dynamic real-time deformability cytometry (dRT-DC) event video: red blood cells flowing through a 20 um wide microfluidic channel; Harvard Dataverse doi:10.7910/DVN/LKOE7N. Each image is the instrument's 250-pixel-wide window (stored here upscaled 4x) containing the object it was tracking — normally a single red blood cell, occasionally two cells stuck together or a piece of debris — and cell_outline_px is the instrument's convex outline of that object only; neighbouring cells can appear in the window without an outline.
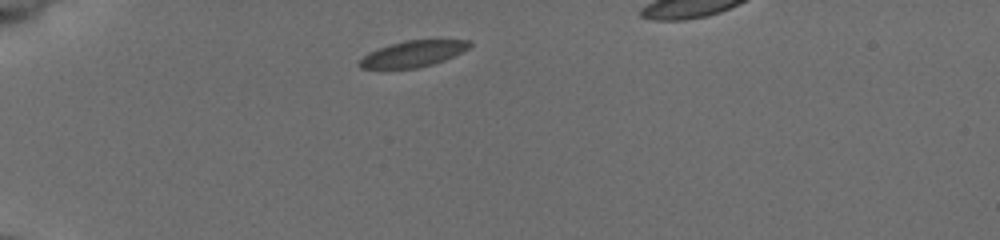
{"species": "common noctule bat (a hibernating species)", "species_latin": "Nyctalus noctula", "temperature_condition": "cold", "stored_images_in_passage": 36, "camera_frame_rate_fps": 3000, "um_per_image_px": 0.085, "animal": {"sex": "female", "body_mass_g": 19.5, "forearm_length_mm": 54.1}, "frame": {"image": 1, "passage_image": 1, "time_ms": 0.0, "image_size_px": [1000, 240], "cell_outline_px": [[472, 44], [468, 48], [444, 60], [432, 64], [416, 68], [360, 68], [360, 60], [368, 52], [404, 40], [468, 40]], "centroid_in_image_um": [35.11, 4.57], "position_along_channel_um": 49.9, "area_um2": 16.3}}
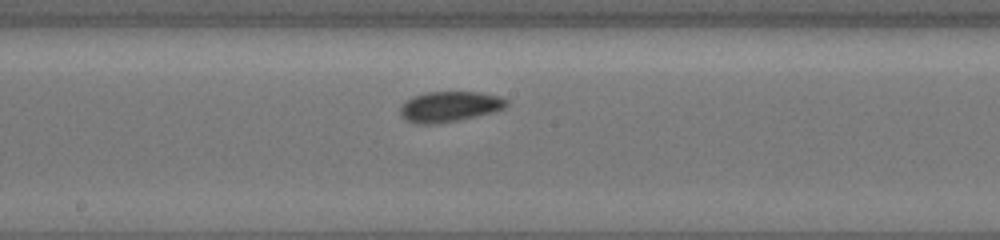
{"frame": {"image": 2, "passage_image": 16, "time_ms": 5.0, "image_size_px": [1000, 240], "cell_outline_px": [[508, 104], [504, 108], [492, 112], [456, 120], [432, 124], [416, 124], [404, 120], [400, 116], [400, 104], [404, 100], [412, 96], [424, 92], [480, 92], [500, 96], [508, 100]], "centroid_in_image_um": [38.14, 9.05], "position_along_channel_um": 210.1, "area_um2": 19.02}}
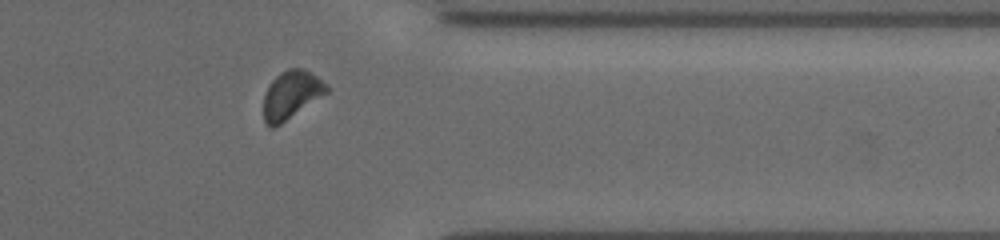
{"frame": {"image": 3, "passage_image": 30, "time_ms": 9.667, "image_size_px": [1000, 240], "cell_outline_px": [[328, 92], [280, 124], [272, 128], [268, 128], [264, 120], [264, 96], [268, 84], [280, 72], [288, 68], [304, 68], [328, 84]], "centroid_in_image_um": [24.74, 8.04], "position_along_channel_um": 386.7, "area_um2": 17.57}}